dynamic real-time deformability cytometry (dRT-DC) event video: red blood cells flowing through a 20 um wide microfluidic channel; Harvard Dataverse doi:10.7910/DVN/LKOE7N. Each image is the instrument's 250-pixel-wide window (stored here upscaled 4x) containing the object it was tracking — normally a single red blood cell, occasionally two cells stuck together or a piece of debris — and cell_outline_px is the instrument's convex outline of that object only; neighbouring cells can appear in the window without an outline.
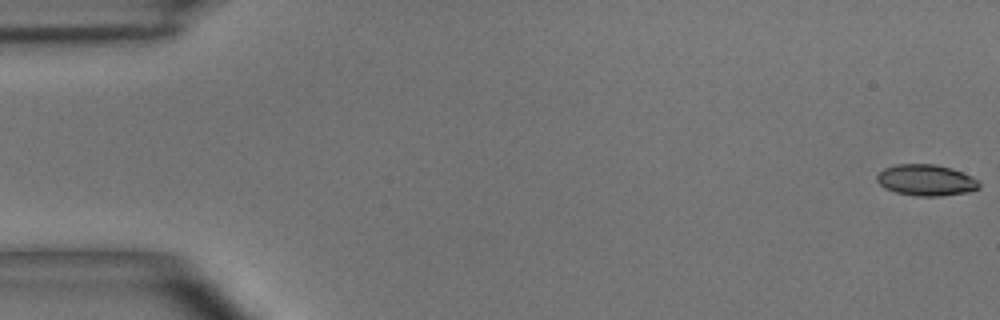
{"species": "common noctule bat (a hibernating species)", "species_latin": "Nyctalus noctula", "temperature_condition": "room temperature", "stored_images_in_passage": 4, "camera_frame_rate_fps": 3000, "um_per_image_px": 0.085, "animal": {"sex": "male", "body_mass_g": 15.6}, "frame": {"image": 1, "passage_image": 1, "time_ms": 0.0, "image_size_px": [1000, 320], "cell_outline_px": [[980, 188], [972, 192], [940, 196], [916, 196], [896, 192], [884, 188], [876, 180], [876, 176], [884, 168], [896, 164], [936, 164], [952, 168], [972, 176], [980, 180]], "centroid_in_image_um": [78.76, 15.31], "position_along_channel_um": 6.2, "area_um2": 18.9}}
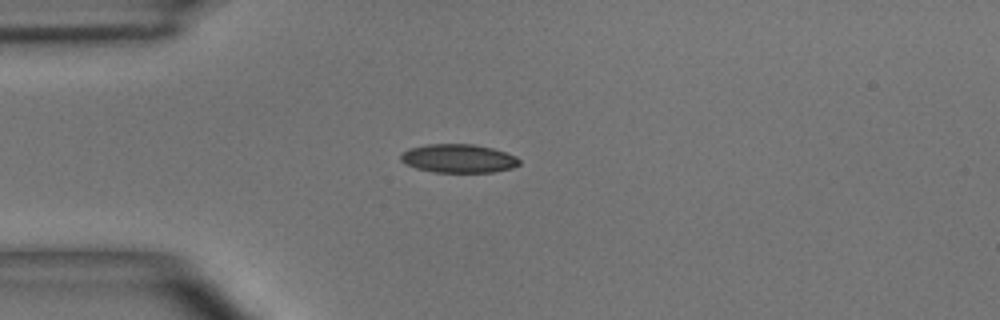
{"frame": {"image": 2, "passage_image": 4, "time_ms": 4.333, "image_size_px": [1000, 320], "cell_outline_px": [[520, 164], [512, 168], [492, 172], [432, 172], [416, 168], [400, 160], [400, 156], [408, 148], [428, 144], [472, 144], [492, 148], [516, 156], [520, 160]], "centroid_in_image_um": [38.97, 13.47], "position_along_channel_um": 46.0, "area_um2": 19.65}}